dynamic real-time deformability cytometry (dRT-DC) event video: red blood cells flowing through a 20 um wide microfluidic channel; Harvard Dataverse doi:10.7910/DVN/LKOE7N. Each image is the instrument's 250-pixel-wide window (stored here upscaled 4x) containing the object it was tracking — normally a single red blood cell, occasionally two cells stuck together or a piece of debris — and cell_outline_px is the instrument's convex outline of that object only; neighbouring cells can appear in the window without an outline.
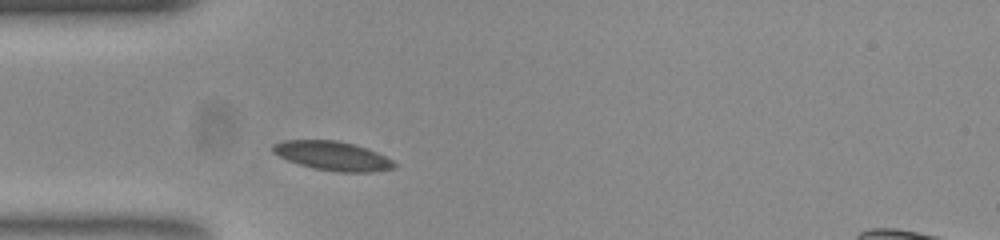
{"species": "common noctule bat (a hibernating species)", "species_latin": "Nyctalus noctula", "temperature_condition": "room temperature", "stored_images_in_passage": 30, "camera_frame_rate_fps": 3000, "um_per_image_px": 0.085, "animal": {"sex": "female", "body_mass_g": 23.0, "forearm_length_mm": 53.4}, "frame": {"image": 1, "passage_image": 1, "time_ms": 0.0, "image_size_px": [1000, 240], "cell_outline_px": [[396, 168], [372, 172], [336, 172], [316, 168], [300, 164], [288, 160], [272, 152], [272, 144], [284, 140], [336, 140], [352, 144], [376, 152], [392, 160], [396, 164]], "centroid_in_image_um": [28.27, 13.25], "position_along_channel_um": 56.7, "area_um2": 20.35}}
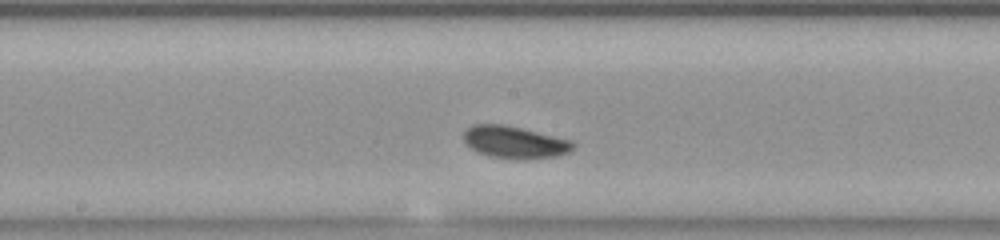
{"frame": {"image": 2, "passage_image": 13, "time_ms": 4.0, "image_size_px": [1000, 240], "cell_outline_px": [[576, 144], [568, 152], [556, 156], [524, 160], [520, 160], [492, 156], [480, 152], [472, 148], [464, 140], [464, 132], [472, 124], [504, 124], [572, 140]], "centroid_in_image_um": [43.77, 12.08], "position_along_channel_um": 204.4, "area_um2": 20.35}}
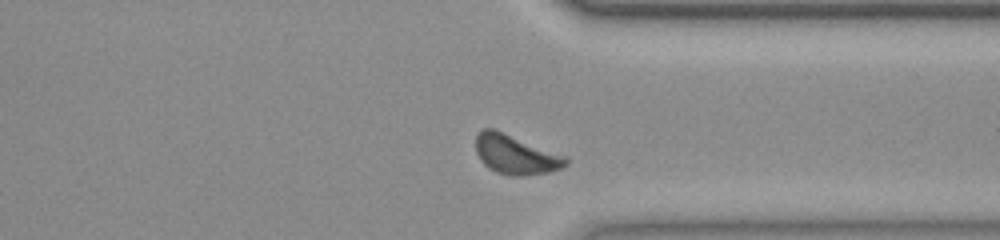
{"frame": {"image": 3, "passage_image": 26, "time_ms": 8.333, "image_size_px": [1000, 240], "cell_outline_px": [[568, 164], [560, 168], [548, 172], [520, 176], [516, 176], [496, 172], [488, 168], [480, 160], [476, 152], [476, 136], [484, 128], [496, 128], [568, 156]], "centroid_in_image_um": [43.84, 13.11], "position_along_channel_um": 367.6, "area_um2": 20.98}, "authors_computed_cell_mechanics": {"area_um2": 19.652, "velocity_mm_per_s": 3.7893, "shape_relaxation_time_tau1_ms": 3.1342, "shape_relaxation_time_tau2_ms": null, "deformation_change_tau1": 0.0762, "deformation_change_tau2": null}}